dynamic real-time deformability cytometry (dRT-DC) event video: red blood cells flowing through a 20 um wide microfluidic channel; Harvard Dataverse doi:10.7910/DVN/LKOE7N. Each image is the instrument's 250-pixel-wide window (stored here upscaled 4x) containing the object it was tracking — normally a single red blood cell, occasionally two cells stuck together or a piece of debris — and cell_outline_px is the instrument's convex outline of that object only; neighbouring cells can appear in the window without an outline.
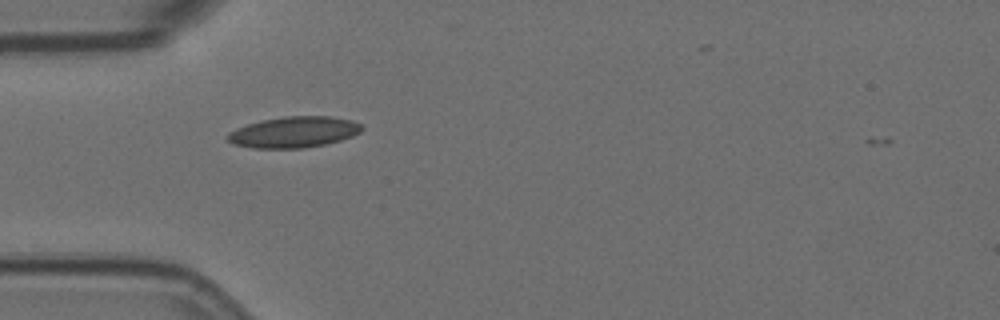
{"species": "Egyptian fruit bat (a non-hibernating species)", "species_latin": "Rousettus aegyptiacus", "temperature_condition": "room temperature", "stored_images_in_passage": 2, "camera_frame_rate_fps": 3000, "um_per_image_px": 0.085, "animal": {"sex": "female"}, "frame": {"image": 1, "passage_image": 1, "time_ms": 0.0, "image_size_px": [1000, 320], "cell_outline_px": [[364, 128], [360, 132], [352, 136], [340, 140], [324, 144], [304, 148], [252, 148], [232, 144], [224, 136], [228, 132], [236, 128], [260, 120], [284, 116], [328, 116], [352, 120], [360, 124]], "centroid_in_image_um": [24.94, 11.23], "position_along_channel_um": 60.1, "area_um2": 24.39}}
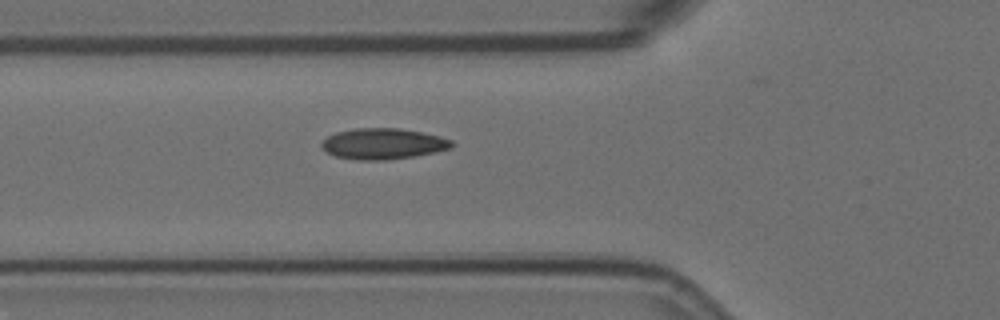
{"frame": {"image": 2, "passage_image": 2, "time_ms": 0.333, "image_size_px": [1000, 320], "cell_outline_px": [[456, 144], [452, 148], [436, 152], [416, 156], [388, 160], [356, 160], [336, 156], [328, 152], [320, 144], [328, 136], [336, 132], [356, 128], [400, 128], [440, 136], [452, 140]], "centroid_in_image_um": [32.62, 12.22], "position_along_channel_um": 93.2, "area_um2": 23.52}}